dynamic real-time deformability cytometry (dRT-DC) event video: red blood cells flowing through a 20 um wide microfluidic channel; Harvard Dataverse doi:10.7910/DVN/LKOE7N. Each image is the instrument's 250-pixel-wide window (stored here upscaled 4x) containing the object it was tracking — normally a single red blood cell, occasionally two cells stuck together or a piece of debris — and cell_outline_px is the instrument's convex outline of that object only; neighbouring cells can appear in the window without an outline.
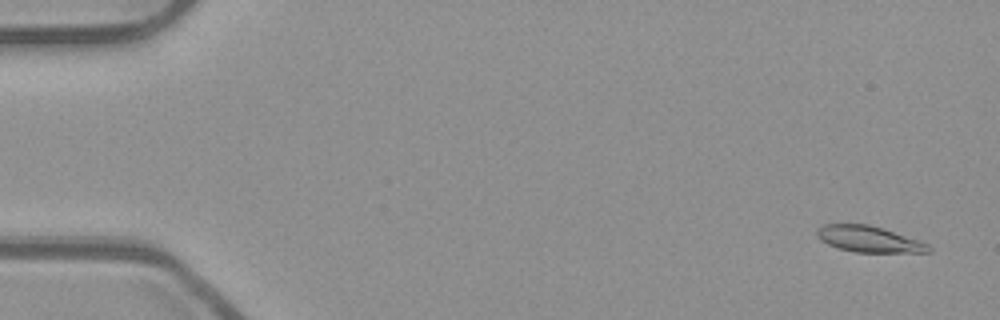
{"species": "common noctule bat (a hibernating species)", "species_latin": "Nyctalus noctula", "temperature_condition": "room temperature", "stored_images_in_passage": 55, "camera_frame_rate_fps": 3000, "um_per_image_px": 0.085, "animal": {"sex": "male", "body_mass_g": 23.1, "forearm_length_mm": 52.7}, "frame": {"image": 1, "passage_image": 3, "time_ms": 0.667, "image_size_px": [1000, 320], "cell_outline_px": [[932, 252], [856, 252], [840, 248], [828, 244], [820, 240], [816, 236], [816, 228], [824, 224], [868, 224], [928, 244], [932, 248]], "centroid_in_image_um": [73.79, 20.32], "position_along_channel_um": 11.2, "area_um2": 16.65}}
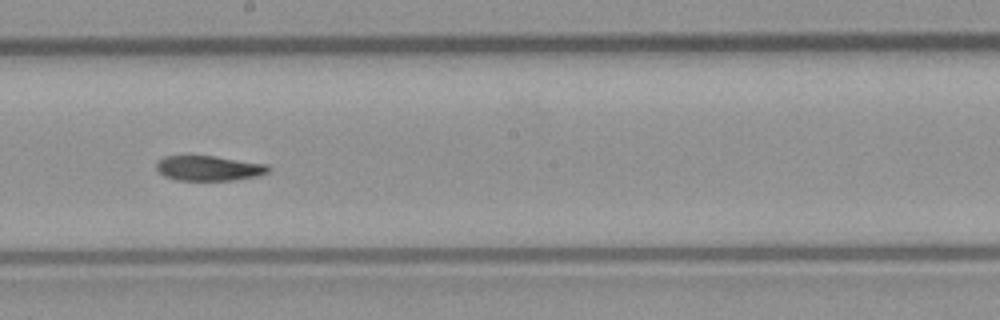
{"frame": {"image": 2, "passage_image": 31, "time_ms": 10.0, "image_size_px": [1000, 320], "cell_outline_px": [[272, 168], [268, 172], [256, 176], [232, 180], [176, 180], [164, 176], [156, 168], [156, 164], [164, 156], [216, 156], [268, 164]], "centroid_in_image_um": [17.78, 14.29], "position_along_channel_um": 230.4, "area_um2": 16.3}}
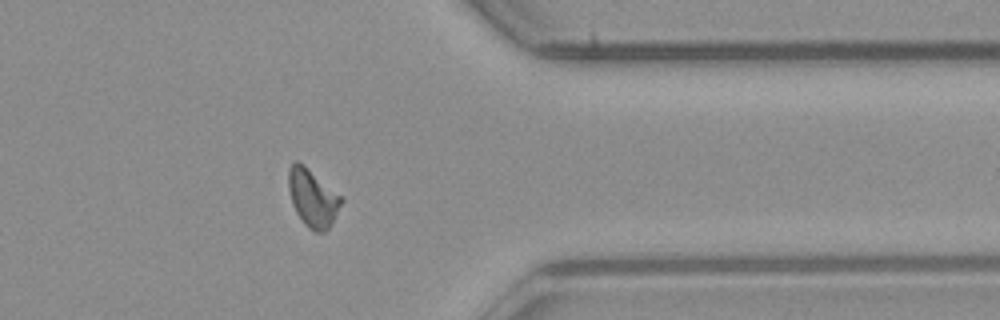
{"frame": {"image": 3, "passage_image": 44, "time_ms": 14.333, "image_size_px": [1000, 320], "cell_outline_px": [[344, 200], [328, 228], [324, 232], [316, 232], [308, 228], [304, 224], [296, 212], [292, 204], [288, 188], [288, 168], [296, 160], [304, 164], [344, 196]], "centroid_in_image_um": [26.59, 16.79], "position_along_channel_um": 384.8, "area_um2": 18.03}, "authors_computed_cell_mechanics": {"area_um2": 17.051, "velocity_mm_per_s": 3.8564, "shape_relaxation_time_tau1_ms": null, "shape_relaxation_time_tau2_ms": 5.1122, "deformation_change_tau1": null, "deformation_change_tau2": 0.1107}}